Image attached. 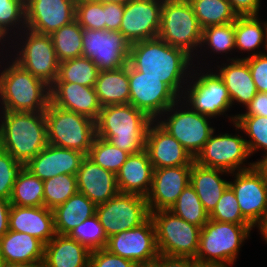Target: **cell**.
I'll return each mask as SVG.
<instances>
[{
	"mask_svg": "<svg viewBox=\"0 0 267 267\" xmlns=\"http://www.w3.org/2000/svg\"><path fill=\"white\" fill-rule=\"evenodd\" d=\"M193 61L185 50L173 47L159 37L130 44L128 63L145 77L159 78L180 98L193 73Z\"/></svg>",
	"mask_w": 267,
	"mask_h": 267,
	"instance_id": "1",
	"label": "cell"
},
{
	"mask_svg": "<svg viewBox=\"0 0 267 267\" xmlns=\"http://www.w3.org/2000/svg\"><path fill=\"white\" fill-rule=\"evenodd\" d=\"M0 113V148L26 165L48 145L45 111Z\"/></svg>",
	"mask_w": 267,
	"mask_h": 267,
	"instance_id": "2",
	"label": "cell"
},
{
	"mask_svg": "<svg viewBox=\"0 0 267 267\" xmlns=\"http://www.w3.org/2000/svg\"><path fill=\"white\" fill-rule=\"evenodd\" d=\"M150 119L131 104L101 107L96 122V136L108 140L129 154L145 149L146 133Z\"/></svg>",
	"mask_w": 267,
	"mask_h": 267,
	"instance_id": "3",
	"label": "cell"
},
{
	"mask_svg": "<svg viewBox=\"0 0 267 267\" xmlns=\"http://www.w3.org/2000/svg\"><path fill=\"white\" fill-rule=\"evenodd\" d=\"M2 61H0V64ZM0 65L1 111L42 112L50 103V86L11 59Z\"/></svg>",
	"mask_w": 267,
	"mask_h": 267,
	"instance_id": "4",
	"label": "cell"
},
{
	"mask_svg": "<svg viewBox=\"0 0 267 267\" xmlns=\"http://www.w3.org/2000/svg\"><path fill=\"white\" fill-rule=\"evenodd\" d=\"M252 225L218 222L209 219L201 228L199 249L195 260L204 263L233 265Z\"/></svg>",
	"mask_w": 267,
	"mask_h": 267,
	"instance_id": "5",
	"label": "cell"
},
{
	"mask_svg": "<svg viewBox=\"0 0 267 267\" xmlns=\"http://www.w3.org/2000/svg\"><path fill=\"white\" fill-rule=\"evenodd\" d=\"M48 144L73 149L88 155L96 137V122L51 102L45 110Z\"/></svg>",
	"mask_w": 267,
	"mask_h": 267,
	"instance_id": "6",
	"label": "cell"
},
{
	"mask_svg": "<svg viewBox=\"0 0 267 267\" xmlns=\"http://www.w3.org/2000/svg\"><path fill=\"white\" fill-rule=\"evenodd\" d=\"M158 37L198 58L202 28L188 0H163Z\"/></svg>",
	"mask_w": 267,
	"mask_h": 267,
	"instance_id": "7",
	"label": "cell"
},
{
	"mask_svg": "<svg viewBox=\"0 0 267 267\" xmlns=\"http://www.w3.org/2000/svg\"><path fill=\"white\" fill-rule=\"evenodd\" d=\"M211 119L208 116L193 111L180 99L170 106L156 122L180 142L191 156L195 158L215 130V127L210 126L211 121L209 120Z\"/></svg>",
	"mask_w": 267,
	"mask_h": 267,
	"instance_id": "8",
	"label": "cell"
},
{
	"mask_svg": "<svg viewBox=\"0 0 267 267\" xmlns=\"http://www.w3.org/2000/svg\"><path fill=\"white\" fill-rule=\"evenodd\" d=\"M160 255L196 258L201 228L188 223L170 210L150 212Z\"/></svg>",
	"mask_w": 267,
	"mask_h": 267,
	"instance_id": "9",
	"label": "cell"
},
{
	"mask_svg": "<svg viewBox=\"0 0 267 267\" xmlns=\"http://www.w3.org/2000/svg\"><path fill=\"white\" fill-rule=\"evenodd\" d=\"M20 34L21 33L16 34L18 37H14L16 40L21 36V38L17 40L20 43L17 41L14 43V39L11 40L13 42L12 44L20 46H8L7 51H9V47H13V49L15 47L17 52L15 53V50L13 51L16 57L12 58V60L35 77L51 86L57 79L60 61L55 53L50 35L35 33L27 28L22 30V34Z\"/></svg>",
	"mask_w": 267,
	"mask_h": 267,
	"instance_id": "10",
	"label": "cell"
},
{
	"mask_svg": "<svg viewBox=\"0 0 267 267\" xmlns=\"http://www.w3.org/2000/svg\"><path fill=\"white\" fill-rule=\"evenodd\" d=\"M195 66L196 64L192 69L195 73L190 75L189 85L186 84L180 99L186 101L185 103L193 111L210 118L225 115L232 107V103L223 79L217 72L210 71L211 69L208 72L205 69L206 73L205 70L202 73L201 70L196 69L201 67Z\"/></svg>",
	"mask_w": 267,
	"mask_h": 267,
	"instance_id": "11",
	"label": "cell"
},
{
	"mask_svg": "<svg viewBox=\"0 0 267 267\" xmlns=\"http://www.w3.org/2000/svg\"><path fill=\"white\" fill-rule=\"evenodd\" d=\"M96 215L109 238L140 226L150 217V211L145 197L119 192L107 202L96 205Z\"/></svg>",
	"mask_w": 267,
	"mask_h": 267,
	"instance_id": "12",
	"label": "cell"
},
{
	"mask_svg": "<svg viewBox=\"0 0 267 267\" xmlns=\"http://www.w3.org/2000/svg\"><path fill=\"white\" fill-rule=\"evenodd\" d=\"M214 132L215 130L194 158V162L204 167L222 169L230 173L254 166V162L248 163V166L243 163L251 156L246 139L243 136L239 133L235 135L229 133L214 135Z\"/></svg>",
	"mask_w": 267,
	"mask_h": 267,
	"instance_id": "13",
	"label": "cell"
},
{
	"mask_svg": "<svg viewBox=\"0 0 267 267\" xmlns=\"http://www.w3.org/2000/svg\"><path fill=\"white\" fill-rule=\"evenodd\" d=\"M82 57L91 59L99 71L128 65L130 43L120 31L83 28Z\"/></svg>",
	"mask_w": 267,
	"mask_h": 267,
	"instance_id": "14",
	"label": "cell"
},
{
	"mask_svg": "<svg viewBox=\"0 0 267 267\" xmlns=\"http://www.w3.org/2000/svg\"><path fill=\"white\" fill-rule=\"evenodd\" d=\"M129 104L156 121L180 97L159 78L145 77L128 63Z\"/></svg>",
	"mask_w": 267,
	"mask_h": 267,
	"instance_id": "15",
	"label": "cell"
},
{
	"mask_svg": "<svg viewBox=\"0 0 267 267\" xmlns=\"http://www.w3.org/2000/svg\"><path fill=\"white\" fill-rule=\"evenodd\" d=\"M105 249L134 261L138 266L153 265L160 254L152 218L149 217L140 226L110 236Z\"/></svg>",
	"mask_w": 267,
	"mask_h": 267,
	"instance_id": "16",
	"label": "cell"
},
{
	"mask_svg": "<svg viewBox=\"0 0 267 267\" xmlns=\"http://www.w3.org/2000/svg\"><path fill=\"white\" fill-rule=\"evenodd\" d=\"M229 186L235 193L242 216L255 228L267 214V182L252 168L231 173Z\"/></svg>",
	"mask_w": 267,
	"mask_h": 267,
	"instance_id": "17",
	"label": "cell"
},
{
	"mask_svg": "<svg viewBox=\"0 0 267 267\" xmlns=\"http://www.w3.org/2000/svg\"><path fill=\"white\" fill-rule=\"evenodd\" d=\"M163 0H130L125 10L119 31L133 44L158 37Z\"/></svg>",
	"mask_w": 267,
	"mask_h": 267,
	"instance_id": "18",
	"label": "cell"
},
{
	"mask_svg": "<svg viewBox=\"0 0 267 267\" xmlns=\"http://www.w3.org/2000/svg\"><path fill=\"white\" fill-rule=\"evenodd\" d=\"M76 0H25L26 28L51 35L75 20Z\"/></svg>",
	"mask_w": 267,
	"mask_h": 267,
	"instance_id": "19",
	"label": "cell"
},
{
	"mask_svg": "<svg viewBox=\"0 0 267 267\" xmlns=\"http://www.w3.org/2000/svg\"><path fill=\"white\" fill-rule=\"evenodd\" d=\"M192 165L154 169L151 190L146 197L150 212L169 210L190 184Z\"/></svg>",
	"mask_w": 267,
	"mask_h": 267,
	"instance_id": "20",
	"label": "cell"
},
{
	"mask_svg": "<svg viewBox=\"0 0 267 267\" xmlns=\"http://www.w3.org/2000/svg\"><path fill=\"white\" fill-rule=\"evenodd\" d=\"M145 150L154 169L192 165L194 158L171 134L156 121H152L146 133Z\"/></svg>",
	"mask_w": 267,
	"mask_h": 267,
	"instance_id": "21",
	"label": "cell"
},
{
	"mask_svg": "<svg viewBox=\"0 0 267 267\" xmlns=\"http://www.w3.org/2000/svg\"><path fill=\"white\" fill-rule=\"evenodd\" d=\"M85 156L77 150L48 144L25 168L43 181L59 174L76 175Z\"/></svg>",
	"mask_w": 267,
	"mask_h": 267,
	"instance_id": "22",
	"label": "cell"
},
{
	"mask_svg": "<svg viewBox=\"0 0 267 267\" xmlns=\"http://www.w3.org/2000/svg\"><path fill=\"white\" fill-rule=\"evenodd\" d=\"M50 102L62 109L87 116L94 121L99 117L101 105L95 87L72 82H54L50 86Z\"/></svg>",
	"mask_w": 267,
	"mask_h": 267,
	"instance_id": "23",
	"label": "cell"
},
{
	"mask_svg": "<svg viewBox=\"0 0 267 267\" xmlns=\"http://www.w3.org/2000/svg\"><path fill=\"white\" fill-rule=\"evenodd\" d=\"M76 179L78 192L95 205L103 204L119 193L116 174L97 165L87 155L81 162Z\"/></svg>",
	"mask_w": 267,
	"mask_h": 267,
	"instance_id": "24",
	"label": "cell"
},
{
	"mask_svg": "<svg viewBox=\"0 0 267 267\" xmlns=\"http://www.w3.org/2000/svg\"><path fill=\"white\" fill-rule=\"evenodd\" d=\"M9 230L27 233L46 245L56 235L53 210L11 205Z\"/></svg>",
	"mask_w": 267,
	"mask_h": 267,
	"instance_id": "25",
	"label": "cell"
},
{
	"mask_svg": "<svg viewBox=\"0 0 267 267\" xmlns=\"http://www.w3.org/2000/svg\"><path fill=\"white\" fill-rule=\"evenodd\" d=\"M153 165L144 149L130 154L116 174L119 192L147 197L152 186Z\"/></svg>",
	"mask_w": 267,
	"mask_h": 267,
	"instance_id": "26",
	"label": "cell"
},
{
	"mask_svg": "<svg viewBox=\"0 0 267 267\" xmlns=\"http://www.w3.org/2000/svg\"><path fill=\"white\" fill-rule=\"evenodd\" d=\"M227 62L222 63L221 67L217 65L216 72L225 83L232 105L237 103L246 107L258 93L248 62L237 57H228Z\"/></svg>",
	"mask_w": 267,
	"mask_h": 267,
	"instance_id": "27",
	"label": "cell"
},
{
	"mask_svg": "<svg viewBox=\"0 0 267 267\" xmlns=\"http://www.w3.org/2000/svg\"><path fill=\"white\" fill-rule=\"evenodd\" d=\"M44 246L27 233L9 230L0 239V257L3 264H32L44 260Z\"/></svg>",
	"mask_w": 267,
	"mask_h": 267,
	"instance_id": "28",
	"label": "cell"
},
{
	"mask_svg": "<svg viewBox=\"0 0 267 267\" xmlns=\"http://www.w3.org/2000/svg\"><path fill=\"white\" fill-rule=\"evenodd\" d=\"M91 251L68 235L57 234L44 246L48 267H89Z\"/></svg>",
	"mask_w": 267,
	"mask_h": 267,
	"instance_id": "29",
	"label": "cell"
},
{
	"mask_svg": "<svg viewBox=\"0 0 267 267\" xmlns=\"http://www.w3.org/2000/svg\"><path fill=\"white\" fill-rule=\"evenodd\" d=\"M231 174L228 171L208 168L192 163L190 184L194 187L204 209L210 214L216 207L222 194L229 186L230 181L222 179V175Z\"/></svg>",
	"mask_w": 267,
	"mask_h": 267,
	"instance_id": "30",
	"label": "cell"
},
{
	"mask_svg": "<svg viewBox=\"0 0 267 267\" xmlns=\"http://www.w3.org/2000/svg\"><path fill=\"white\" fill-rule=\"evenodd\" d=\"M95 214L96 205L84 194L77 192L53 209L55 232L68 235L71 230Z\"/></svg>",
	"mask_w": 267,
	"mask_h": 267,
	"instance_id": "31",
	"label": "cell"
},
{
	"mask_svg": "<svg viewBox=\"0 0 267 267\" xmlns=\"http://www.w3.org/2000/svg\"><path fill=\"white\" fill-rule=\"evenodd\" d=\"M95 91L101 107L129 104L128 65L116 70L99 71Z\"/></svg>",
	"mask_w": 267,
	"mask_h": 267,
	"instance_id": "32",
	"label": "cell"
},
{
	"mask_svg": "<svg viewBox=\"0 0 267 267\" xmlns=\"http://www.w3.org/2000/svg\"><path fill=\"white\" fill-rule=\"evenodd\" d=\"M234 32L237 51L250 53L239 59L267 52V21H260L259 16H238L234 22ZM260 45H265L263 52L259 50Z\"/></svg>",
	"mask_w": 267,
	"mask_h": 267,
	"instance_id": "33",
	"label": "cell"
},
{
	"mask_svg": "<svg viewBox=\"0 0 267 267\" xmlns=\"http://www.w3.org/2000/svg\"><path fill=\"white\" fill-rule=\"evenodd\" d=\"M192 5L200 27L224 25L238 17L228 0H188Z\"/></svg>",
	"mask_w": 267,
	"mask_h": 267,
	"instance_id": "34",
	"label": "cell"
},
{
	"mask_svg": "<svg viewBox=\"0 0 267 267\" xmlns=\"http://www.w3.org/2000/svg\"><path fill=\"white\" fill-rule=\"evenodd\" d=\"M9 201L15 206H44L43 180L24 167L15 180Z\"/></svg>",
	"mask_w": 267,
	"mask_h": 267,
	"instance_id": "35",
	"label": "cell"
},
{
	"mask_svg": "<svg viewBox=\"0 0 267 267\" xmlns=\"http://www.w3.org/2000/svg\"><path fill=\"white\" fill-rule=\"evenodd\" d=\"M99 69L87 57L67 59L60 62L57 79L54 82H72L95 87Z\"/></svg>",
	"mask_w": 267,
	"mask_h": 267,
	"instance_id": "36",
	"label": "cell"
},
{
	"mask_svg": "<svg viewBox=\"0 0 267 267\" xmlns=\"http://www.w3.org/2000/svg\"><path fill=\"white\" fill-rule=\"evenodd\" d=\"M82 36L83 28L76 19L50 35L60 62L82 56Z\"/></svg>",
	"mask_w": 267,
	"mask_h": 267,
	"instance_id": "37",
	"label": "cell"
},
{
	"mask_svg": "<svg viewBox=\"0 0 267 267\" xmlns=\"http://www.w3.org/2000/svg\"><path fill=\"white\" fill-rule=\"evenodd\" d=\"M229 117L235 130H242L247 134L246 139L250 155L264 150L267 153V117L256 115H233ZM261 148V149H260Z\"/></svg>",
	"mask_w": 267,
	"mask_h": 267,
	"instance_id": "38",
	"label": "cell"
},
{
	"mask_svg": "<svg viewBox=\"0 0 267 267\" xmlns=\"http://www.w3.org/2000/svg\"><path fill=\"white\" fill-rule=\"evenodd\" d=\"M169 210L199 228H202L209 221V213L204 209L191 184L186 186Z\"/></svg>",
	"mask_w": 267,
	"mask_h": 267,
	"instance_id": "39",
	"label": "cell"
},
{
	"mask_svg": "<svg viewBox=\"0 0 267 267\" xmlns=\"http://www.w3.org/2000/svg\"><path fill=\"white\" fill-rule=\"evenodd\" d=\"M44 206L50 210L78 192L76 175L59 174L43 181Z\"/></svg>",
	"mask_w": 267,
	"mask_h": 267,
	"instance_id": "40",
	"label": "cell"
},
{
	"mask_svg": "<svg viewBox=\"0 0 267 267\" xmlns=\"http://www.w3.org/2000/svg\"><path fill=\"white\" fill-rule=\"evenodd\" d=\"M129 155L108 140L96 136L87 156L97 165L117 174Z\"/></svg>",
	"mask_w": 267,
	"mask_h": 267,
	"instance_id": "41",
	"label": "cell"
},
{
	"mask_svg": "<svg viewBox=\"0 0 267 267\" xmlns=\"http://www.w3.org/2000/svg\"><path fill=\"white\" fill-rule=\"evenodd\" d=\"M203 47H206L203 49L204 52L210 49L208 54L211 51L210 53L217 55L225 53V56L232 50H236L234 22L203 28L200 50Z\"/></svg>",
	"mask_w": 267,
	"mask_h": 267,
	"instance_id": "42",
	"label": "cell"
},
{
	"mask_svg": "<svg viewBox=\"0 0 267 267\" xmlns=\"http://www.w3.org/2000/svg\"><path fill=\"white\" fill-rule=\"evenodd\" d=\"M68 236L84 245L90 251L105 248L108 241L96 214L71 230Z\"/></svg>",
	"mask_w": 267,
	"mask_h": 267,
	"instance_id": "43",
	"label": "cell"
},
{
	"mask_svg": "<svg viewBox=\"0 0 267 267\" xmlns=\"http://www.w3.org/2000/svg\"><path fill=\"white\" fill-rule=\"evenodd\" d=\"M23 28H26L25 0H0V30L10 39Z\"/></svg>",
	"mask_w": 267,
	"mask_h": 267,
	"instance_id": "44",
	"label": "cell"
},
{
	"mask_svg": "<svg viewBox=\"0 0 267 267\" xmlns=\"http://www.w3.org/2000/svg\"><path fill=\"white\" fill-rule=\"evenodd\" d=\"M209 219L218 222H228L241 225H251L243 216L236 199L235 193L230 186L226 188L216 207L209 214Z\"/></svg>",
	"mask_w": 267,
	"mask_h": 267,
	"instance_id": "45",
	"label": "cell"
},
{
	"mask_svg": "<svg viewBox=\"0 0 267 267\" xmlns=\"http://www.w3.org/2000/svg\"><path fill=\"white\" fill-rule=\"evenodd\" d=\"M75 19L82 28L105 30L104 4L93 0H76Z\"/></svg>",
	"mask_w": 267,
	"mask_h": 267,
	"instance_id": "46",
	"label": "cell"
},
{
	"mask_svg": "<svg viewBox=\"0 0 267 267\" xmlns=\"http://www.w3.org/2000/svg\"><path fill=\"white\" fill-rule=\"evenodd\" d=\"M25 165L0 148V198L10 200L15 180Z\"/></svg>",
	"mask_w": 267,
	"mask_h": 267,
	"instance_id": "47",
	"label": "cell"
},
{
	"mask_svg": "<svg viewBox=\"0 0 267 267\" xmlns=\"http://www.w3.org/2000/svg\"><path fill=\"white\" fill-rule=\"evenodd\" d=\"M89 267H139L134 261L110 253L105 248L91 251Z\"/></svg>",
	"mask_w": 267,
	"mask_h": 267,
	"instance_id": "48",
	"label": "cell"
},
{
	"mask_svg": "<svg viewBox=\"0 0 267 267\" xmlns=\"http://www.w3.org/2000/svg\"><path fill=\"white\" fill-rule=\"evenodd\" d=\"M256 89L260 93H267V52L245 58Z\"/></svg>",
	"mask_w": 267,
	"mask_h": 267,
	"instance_id": "49",
	"label": "cell"
},
{
	"mask_svg": "<svg viewBox=\"0 0 267 267\" xmlns=\"http://www.w3.org/2000/svg\"><path fill=\"white\" fill-rule=\"evenodd\" d=\"M125 5L120 3H104L105 30L119 31Z\"/></svg>",
	"mask_w": 267,
	"mask_h": 267,
	"instance_id": "50",
	"label": "cell"
},
{
	"mask_svg": "<svg viewBox=\"0 0 267 267\" xmlns=\"http://www.w3.org/2000/svg\"><path fill=\"white\" fill-rule=\"evenodd\" d=\"M237 16H259L261 0H228Z\"/></svg>",
	"mask_w": 267,
	"mask_h": 267,
	"instance_id": "51",
	"label": "cell"
},
{
	"mask_svg": "<svg viewBox=\"0 0 267 267\" xmlns=\"http://www.w3.org/2000/svg\"><path fill=\"white\" fill-rule=\"evenodd\" d=\"M246 112L237 115H256L267 117V93L258 92L246 106Z\"/></svg>",
	"mask_w": 267,
	"mask_h": 267,
	"instance_id": "52",
	"label": "cell"
},
{
	"mask_svg": "<svg viewBox=\"0 0 267 267\" xmlns=\"http://www.w3.org/2000/svg\"><path fill=\"white\" fill-rule=\"evenodd\" d=\"M153 265L155 267H192V258L159 255Z\"/></svg>",
	"mask_w": 267,
	"mask_h": 267,
	"instance_id": "53",
	"label": "cell"
},
{
	"mask_svg": "<svg viewBox=\"0 0 267 267\" xmlns=\"http://www.w3.org/2000/svg\"><path fill=\"white\" fill-rule=\"evenodd\" d=\"M10 208V201L8 199L0 198V239L9 231Z\"/></svg>",
	"mask_w": 267,
	"mask_h": 267,
	"instance_id": "54",
	"label": "cell"
},
{
	"mask_svg": "<svg viewBox=\"0 0 267 267\" xmlns=\"http://www.w3.org/2000/svg\"><path fill=\"white\" fill-rule=\"evenodd\" d=\"M254 167L262 174V177L267 182V153L263 154L261 160L254 162Z\"/></svg>",
	"mask_w": 267,
	"mask_h": 267,
	"instance_id": "55",
	"label": "cell"
},
{
	"mask_svg": "<svg viewBox=\"0 0 267 267\" xmlns=\"http://www.w3.org/2000/svg\"><path fill=\"white\" fill-rule=\"evenodd\" d=\"M256 227H258V229L260 230V233L262 237H264V241L267 244V214Z\"/></svg>",
	"mask_w": 267,
	"mask_h": 267,
	"instance_id": "56",
	"label": "cell"
},
{
	"mask_svg": "<svg viewBox=\"0 0 267 267\" xmlns=\"http://www.w3.org/2000/svg\"><path fill=\"white\" fill-rule=\"evenodd\" d=\"M192 267H227V266L217 264V263L199 262L192 258Z\"/></svg>",
	"mask_w": 267,
	"mask_h": 267,
	"instance_id": "57",
	"label": "cell"
},
{
	"mask_svg": "<svg viewBox=\"0 0 267 267\" xmlns=\"http://www.w3.org/2000/svg\"><path fill=\"white\" fill-rule=\"evenodd\" d=\"M95 2H98V3H120V4H127L130 0H93Z\"/></svg>",
	"mask_w": 267,
	"mask_h": 267,
	"instance_id": "58",
	"label": "cell"
},
{
	"mask_svg": "<svg viewBox=\"0 0 267 267\" xmlns=\"http://www.w3.org/2000/svg\"><path fill=\"white\" fill-rule=\"evenodd\" d=\"M24 267H48V265L44 260H42V261L35 262L32 264H26L24 265Z\"/></svg>",
	"mask_w": 267,
	"mask_h": 267,
	"instance_id": "59",
	"label": "cell"
},
{
	"mask_svg": "<svg viewBox=\"0 0 267 267\" xmlns=\"http://www.w3.org/2000/svg\"><path fill=\"white\" fill-rule=\"evenodd\" d=\"M6 38H7V40H6ZM11 40V39H9L1 30H0V43H1V45H3L4 43H7L8 42V44H11V42L9 43V41ZM3 41H5V42H3ZM7 41V42H6ZM3 42V43H2ZM0 48H1V46H0Z\"/></svg>",
	"mask_w": 267,
	"mask_h": 267,
	"instance_id": "60",
	"label": "cell"
},
{
	"mask_svg": "<svg viewBox=\"0 0 267 267\" xmlns=\"http://www.w3.org/2000/svg\"><path fill=\"white\" fill-rule=\"evenodd\" d=\"M2 267H24V265H16V264H3Z\"/></svg>",
	"mask_w": 267,
	"mask_h": 267,
	"instance_id": "61",
	"label": "cell"
},
{
	"mask_svg": "<svg viewBox=\"0 0 267 267\" xmlns=\"http://www.w3.org/2000/svg\"><path fill=\"white\" fill-rule=\"evenodd\" d=\"M2 266H3V261H2V259L0 257V267H2Z\"/></svg>",
	"mask_w": 267,
	"mask_h": 267,
	"instance_id": "62",
	"label": "cell"
},
{
	"mask_svg": "<svg viewBox=\"0 0 267 267\" xmlns=\"http://www.w3.org/2000/svg\"><path fill=\"white\" fill-rule=\"evenodd\" d=\"M139 267H155L154 265H151V266H139Z\"/></svg>",
	"mask_w": 267,
	"mask_h": 267,
	"instance_id": "63",
	"label": "cell"
}]
</instances>
